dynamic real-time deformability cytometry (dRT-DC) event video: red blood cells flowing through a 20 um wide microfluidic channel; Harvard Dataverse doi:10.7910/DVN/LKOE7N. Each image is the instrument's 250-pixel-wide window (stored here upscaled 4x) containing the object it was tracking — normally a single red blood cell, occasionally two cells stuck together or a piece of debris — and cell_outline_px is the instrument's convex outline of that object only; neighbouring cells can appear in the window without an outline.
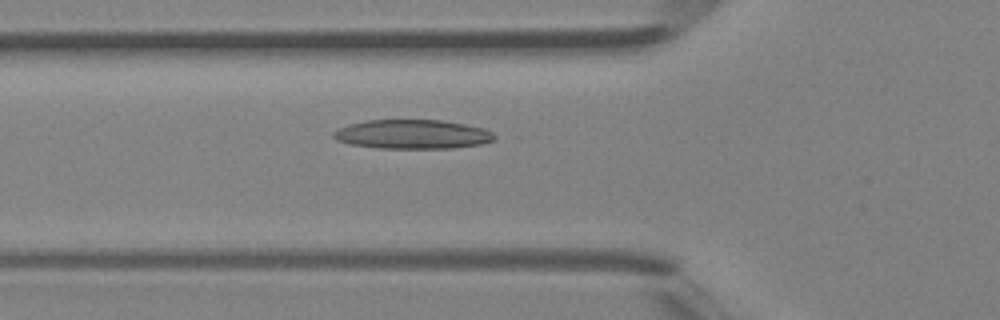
{"species": "Egyptian fruit bat (a non-hibernating species)", "species_latin": "Rousettus aegyptiacus", "temperature_condition": "room temperature", "stored_images_in_passage": 35, "camera_frame_rate_fps": 3000, "um_per_image_px": 0.085, "animal": {"sex": "female"}, "frame": {"image": 1, "passage_image": 5, "time_ms": 1.333, "image_size_px": [1000, 320], "cell_outline_px": [[496, 136], [492, 140], [480, 144], [452, 148], [380, 148], [348, 144], [336, 140], [332, 136], [332, 132], [336, 128], [348, 124], [364, 120], [440, 120], [464, 124], [484, 128], [492, 132]], "centroid_in_image_um": [34.99, 11.41], "position_along_channel_um": 90.8, "area_um2": 27.46}}
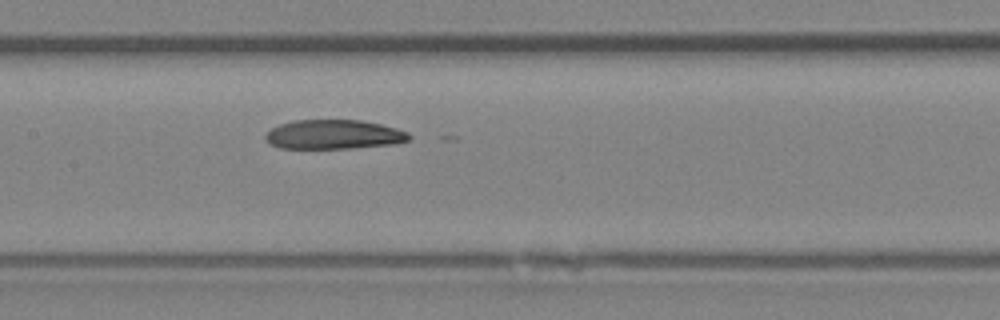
{"frame": {"image": 2, "passage_image": 11, "time_ms": 3.333, "image_size_px": [1000, 320], "cell_outline_px": [[412, 136], [408, 140], [392, 144], [348, 148], [280, 148], [264, 140], [264, 136], [272, 128], [280, 124], [296, 120], [360, 120], [380, 124], [396, 128], [408, 132]], "centroid_in_image_um": [28.36, 11.43], "position_along_channel_um": 179.0, "area_um2": 24.33}}
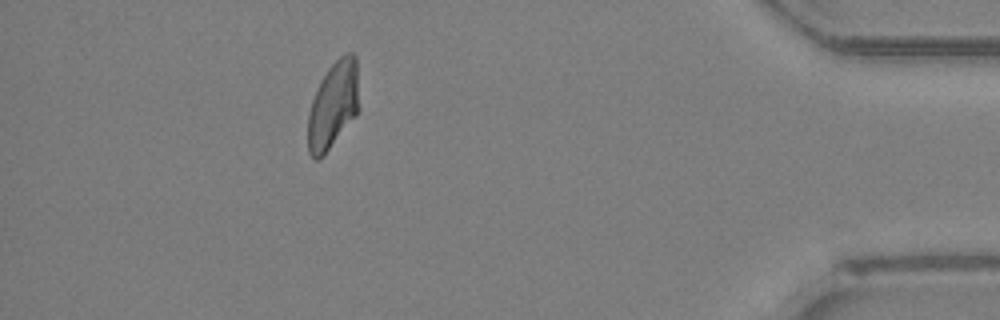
{"frame": {"image": 3, "passage_image": 30, "time_ms": 9.667, "image_size_px": [1000, 320], "cell_outline_px": [[360, 108], [356, 116], [324, 156], [316, 160], [308, 152], [308, 112], [316, 88], [320, 80], [328, 68], [344, 52], [352, 52], [356, 56]], "centroid_in_image_um": [28.34, 8.92], "position_along_channel_um": 406.9, "area_um2": 26.47}, "authors_computed_cell_mechanics": {"area_um2": 25.8366, "velocity_mm_per_s": 4.4218, "shape_relaxation_time_tau1_ms": null, "shape_relaxation_time_tau2_ms": 4.5036, "deformation_change_tau1": null, "deformation_change_tau2": 0.1325}}